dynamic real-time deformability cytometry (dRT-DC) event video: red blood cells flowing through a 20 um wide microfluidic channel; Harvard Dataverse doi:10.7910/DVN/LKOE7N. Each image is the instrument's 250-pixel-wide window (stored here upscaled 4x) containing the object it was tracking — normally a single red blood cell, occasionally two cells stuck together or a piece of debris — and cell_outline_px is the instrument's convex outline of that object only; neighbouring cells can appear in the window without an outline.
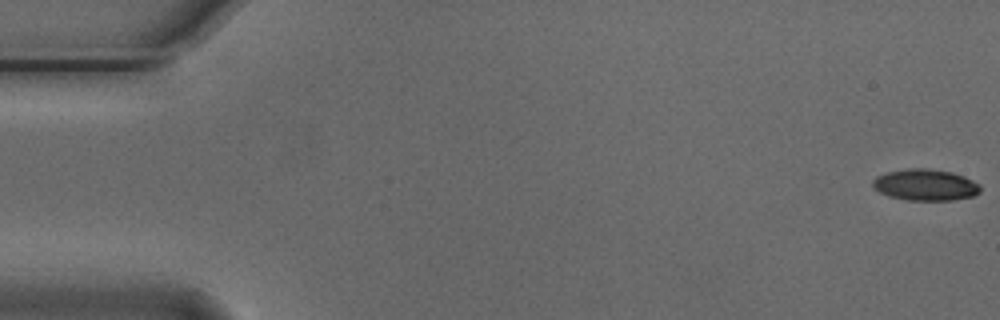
{"species": "Egyptian fruit bat (a non-hibernating species)", "species_latin": "Rousettus aegyptiacus", "temperature_condition": "cold", "stored_images_in_passage": 9, "camera_frame_rate_fps": 3000, "um_per_image_px": 0.085, "animal": {"sex": "male"}, "frame": {"image": 1, "passage_image": 1, "time_ms": 0.0, "image_size_px": [1000, 320], "cell_outline_px": [[980, 192], [972, 196], [952, 200], [908, 200], [888, 196], [880, 192], [872, 184], [872, 180], [876, 176], [888, 172], [908, 168], [928, 168], [952, 172], [964, 176], [980, 184]], "centroid_in_image_um": [78.66, 15.71], "position_along_channel_um": 6.3, "area_um2": 19.65}}